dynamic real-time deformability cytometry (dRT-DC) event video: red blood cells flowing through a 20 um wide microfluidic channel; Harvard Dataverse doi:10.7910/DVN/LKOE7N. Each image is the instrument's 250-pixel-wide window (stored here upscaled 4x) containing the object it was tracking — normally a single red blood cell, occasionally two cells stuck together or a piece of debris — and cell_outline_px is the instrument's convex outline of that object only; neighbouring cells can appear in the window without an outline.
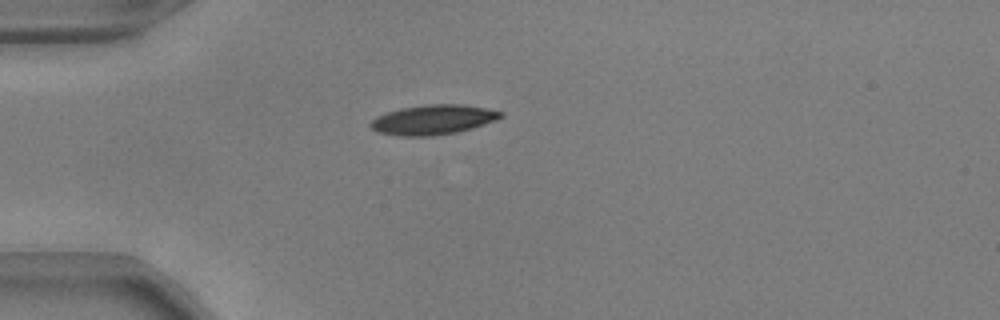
{"species": "common noctule bat (a hibernating species)", "species_latin": "Nyctalus noctula", "temperature_condition": "warm", "stored_images_in_passage": 20, "camera_frame_rate_fps": 3000, "um_per_image_px": 0.085, "animal": {"sex": "male", "body_mass_g": 17.9, "forearm_length_mm": 54.2}, "frame": {"image": 1, "passage_image": 1, "time_ms": 0.0, "image_size_px": [1000, 320], "cell_outline_px": [[504, 116], [496, 120], [472, 128], [456, 132], [432, 136], [400, 136], [376, 132], [368, 124], [376, 116], [400, 108], [428, 104], [464, 104], [504, 112]], "centroid_in_image_um": [36.8, 10.17], "position_along_channel_um": 48.2, "area_um2": 22.6}}
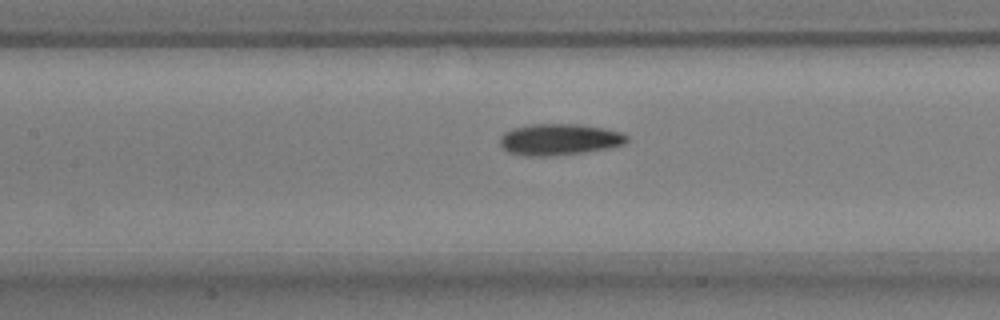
{"frame": {"image": 2, "passage_image": 11, "time_ms": 3.333, "image_size_px": [1000, 320], "cell_outline_px": [[628, 140], [624, 144], [608, 148], [584, 152], [544, 156], [524, 156], [508, 152], [500, 144], [500, 136], [504, 132], [512, 128], [528, 124], [580, 124], [604, 128], [620, 132], [628, 136]], "centroid_in_image_um": [47.52, 11.84], "position_along_channel_um": 159.9, "area_um2": 23.24}}
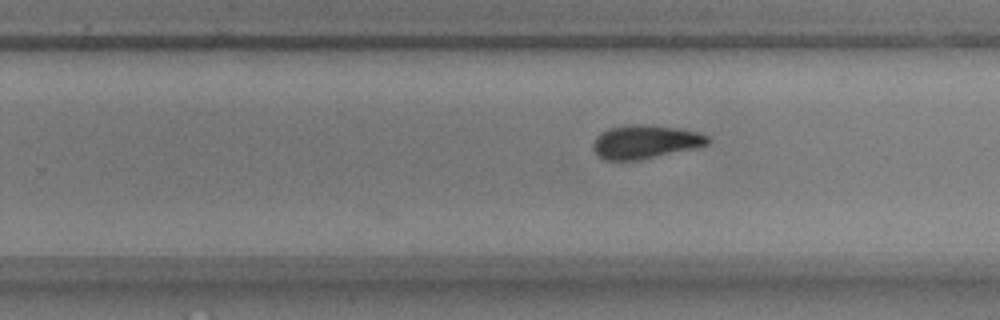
{"frame": {"image": 3, "passage_image": 20, "time_ms": 6.333, "image_size_px": [1000, 320], "cell_outline_px": [[708, 144], [696, 148], [640, 160], [608, 160], [600, 156], [592, 148], [592, 144], [596, 136], [600, 132], [608, 128], [640, 124], [676, 128], [696, 132], [708, 136]], "centroid_in_image_um": [54.82, 12.06], "position_along_channel_um": 275.0, "area_um2": 22.14}}